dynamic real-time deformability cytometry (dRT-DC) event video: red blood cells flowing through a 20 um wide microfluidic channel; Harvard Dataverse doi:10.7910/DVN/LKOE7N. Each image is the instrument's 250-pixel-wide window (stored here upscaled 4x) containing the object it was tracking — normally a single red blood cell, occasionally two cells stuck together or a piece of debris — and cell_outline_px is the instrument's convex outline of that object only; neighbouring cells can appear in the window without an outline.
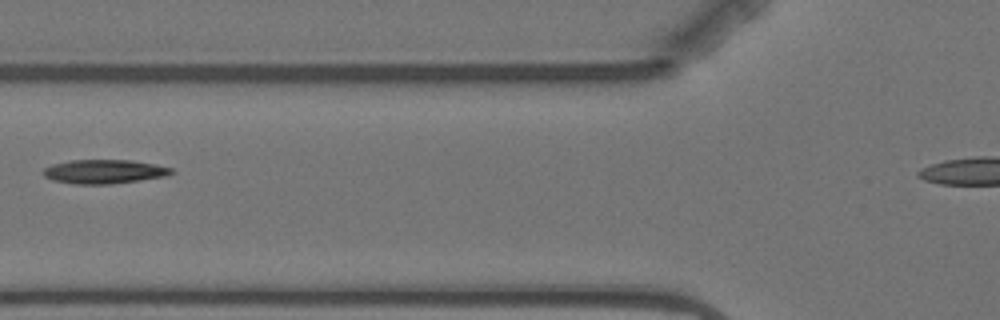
{"species": "Egyptian fruit bat (a non-hibernating species)", "species_latin": "Rousettus aegyptiacus", "temperature_condition": "warm", "stored_images_in_passage": 3, "segment_of_instrument_passage": [1, 2], "camera_frame_rate_fps": 3000, "um_per_image_px": 0.085, "animal": {"sex": "female"}, "frame": {"image": 1, "passage_image": 2, "time_ms": 1.333, "image_size_px": [1000, 320], "cell_outline_px": [[172, 172], [164, 176], [108, 184], [76, 184], [52, 180], [44, 176], [40, 172], [44, 168], [52, 164], [72, 160], [132, 160], [156, 164], [172, 168]], "centroid_in_image_um": [8.78, 14.57], "position_along_channel_um": 117.0, "area_um2": 17.74}}